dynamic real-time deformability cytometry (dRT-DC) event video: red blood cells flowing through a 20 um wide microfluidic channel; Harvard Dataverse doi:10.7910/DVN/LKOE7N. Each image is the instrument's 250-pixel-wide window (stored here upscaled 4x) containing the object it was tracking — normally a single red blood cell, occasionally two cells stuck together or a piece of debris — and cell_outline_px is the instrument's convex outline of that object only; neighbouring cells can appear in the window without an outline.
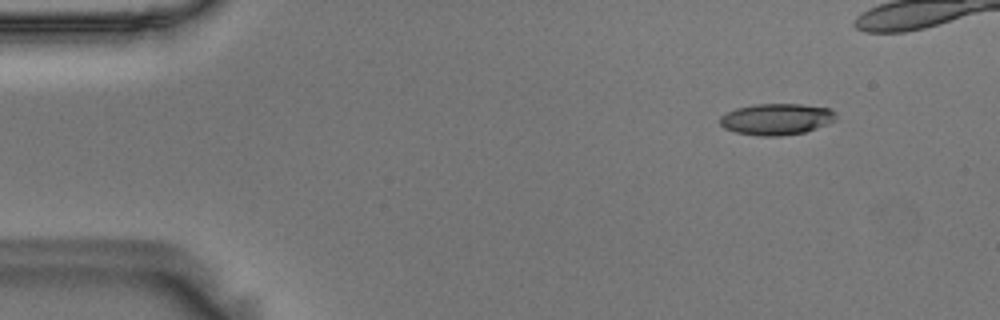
{"species": "Egyptian fruit bat (a non-hibernating species)", "species_latin": "Rousettus aegyptiacus", "temperature_condition": "room temperature", "stored_images_in_passage": 44, "camera_frame_rate_fps": 3000, "um_per_image_px": 0.085, "animal": {"sex": "male"}, "frame": {"image": 1, "passage_image": 2, "time_ms": 0.333, "image_size_px": [1000, 320], "cell_outline_px": [[836, 120], [828, 124], [804, 132], [780, 136], [760, 136], [736, 132], [724, 128], [720, 124], [720, 116], [736, 108], [756, 104], [800, 104], [832, 108], [836, 112]], "centroid_in_image_um": [66.03, 10.12], "position_along_channel_um": 19.0, "area_um2": 21.27}}
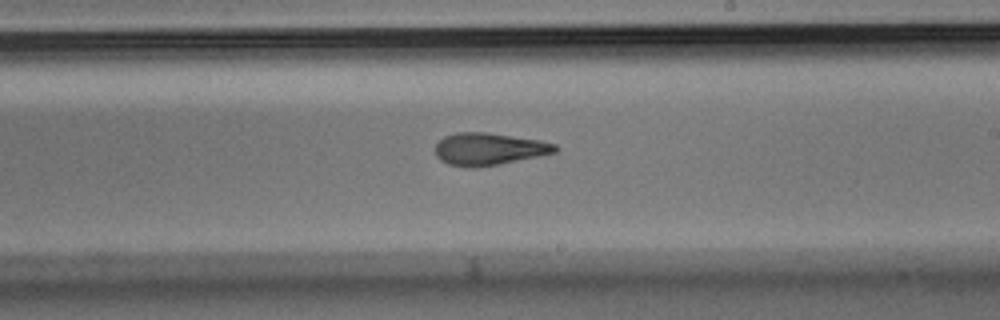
{"frame": {"image": 2, "passage_image": 28, "time_ms": 9.0, "image_size_px": [1000, 320], "cell_outline_px": [[560, 148], [556, 152], [500, 164], [476, 168], [468, 168], [448, 164], [440, 160], [436, 156], [436, 144], [444, 136], [456, 132], [488, 132], [540, 140], [556, 144]], "centroid_in_image_um": [41.55, 12.67], "position_along_channel_um": 247.4, "area_um2": 22.72}}
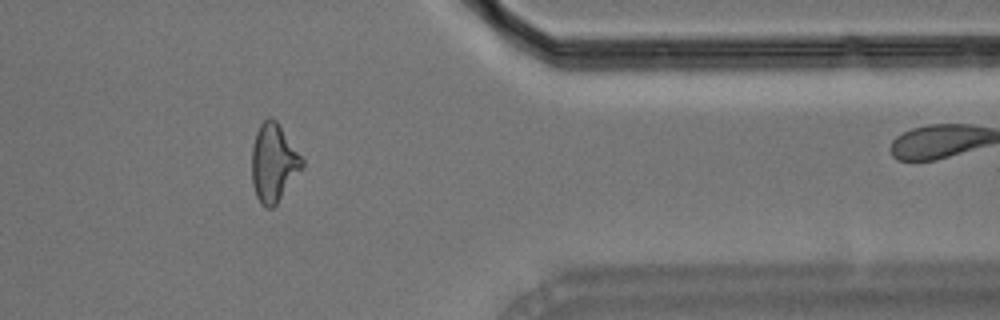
{"frame": {"image": 3, "passage_image": 41, "time_ms": 13.333, "image_size_px": [1000, 320], "cell_outline_px": [[304, 164], [276, 204], [272, 208], [264, 208], [260, 204], [256, 196], [252, 184], [252, 144], [256, 132], [260, 124], [268, 116], [272, 116], [276, 120], [304, 160]], "centroid_in_image_um": [23.22, 13.82], "position_along_channel_um": 388.2, "area_um2": 22.72}, "authors_computed_cell_mechanics": {"area_um2": 22.3397, "velocity_mm_per_s": 3.6504, "shape_relaxation_time_tau1_ms": 4.9187, "shape_relaxation_time_tau2_ms": 2.4976, "deformation_change_tau1": 0.1935, "deformation_change_tau2": 0.1178}}